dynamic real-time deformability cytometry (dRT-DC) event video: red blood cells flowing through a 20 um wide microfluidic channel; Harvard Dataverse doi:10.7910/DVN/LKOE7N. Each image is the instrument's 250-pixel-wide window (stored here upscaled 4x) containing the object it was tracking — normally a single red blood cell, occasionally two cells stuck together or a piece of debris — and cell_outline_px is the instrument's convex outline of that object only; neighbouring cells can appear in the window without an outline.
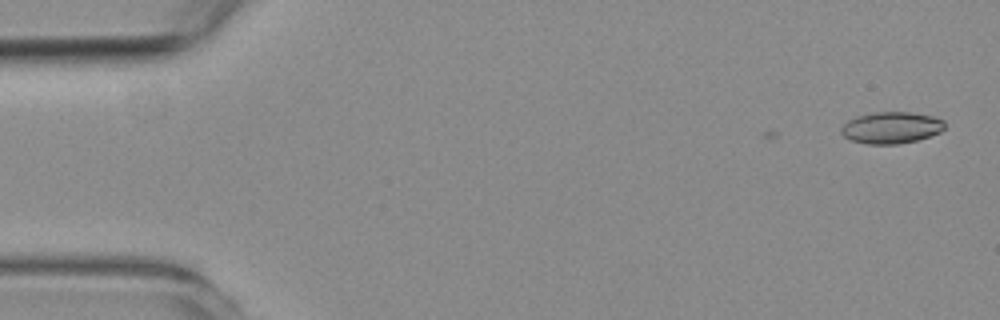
{"species": "common noctule bat (a hibernating species)", "species_latin": "Nyctalus noctula", "temperature_condition": "room temperature", "stored_images_in_passage": 4, "camera_frame_rate_fps": 3000, "um_per_image_px": 0.085, "animal": {"sex": "female", "body_mass_g": 19.3, "forearm_length_mm": 54.1}, "frame": {"image": 1, "passage_image": 4, "time_ms": 1.0, "image_size_px": [1000, 320], "cell_outline_px": [[944, 128], [940, 132], [916, 140], [900, 144], [868, 144], [852, 140], [844, 136], [840, 132], [840, 128], [848, 120], [856, 116], [876, 112], [908, 112], [932, 116], [944, 120]], "centroid_in_image_um": [75.74, 10.85], "position_along_channel_um": 9.3, "area_um2": 18.96}}